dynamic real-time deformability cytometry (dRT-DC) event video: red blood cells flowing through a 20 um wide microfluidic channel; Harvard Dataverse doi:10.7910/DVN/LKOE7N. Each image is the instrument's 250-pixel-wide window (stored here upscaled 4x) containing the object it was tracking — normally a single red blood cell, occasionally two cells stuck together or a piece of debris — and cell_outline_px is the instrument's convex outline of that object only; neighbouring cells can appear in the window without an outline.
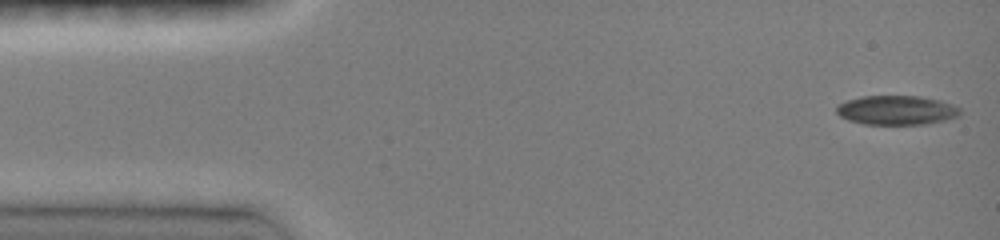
{"species": "common noctule bat (a hibernating species)", "species_latin": "Nyctalus noctula", "temperature_condition": "room temperature", "stored_images_in_passage": 19, "camera_frame_rate_fps": 3000, "um_per_image_px": 0.085, "animal": {"sex": "female", "body_mass_g": 19.0, "forearm_length_mm": 51.5}, "frame": {"image": 1, "passage_image": 1, "time_ms": 0.0, "image_size_px": [1000, 240], "cell_outline_px": [[960, 116], [928, 124], [864, 124], [848, 120], [840, 116], [836, 112], [836, 108], [840, 104], [848, 100], [860, 96], [920, 96], [940, 100], [952, 104], [960, 108]], "centroid_in_image_um": [76.23, 9.36], "position_along_channel_um": 8.8, "area_um2": 21.1}}
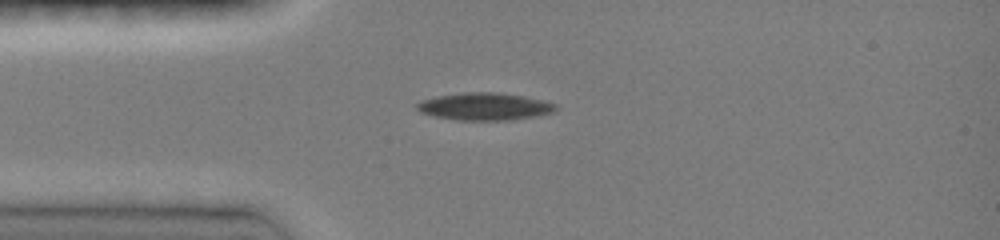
{"frame": {"image": 2, "passage_image": 12, "time_ms": 3.333, "image_size_px": [1000, 240], "cell_outline_px": [[556, 108], [552, 112], [536, 116], [512, 120], [456, 120], [436, 116], [420, 112], [416, 108], [416, 104], [420, 100], [436, 96], [464, 92], [496, 92], [524, 96], [544, 100], [556, 104]], "centroid_in_image_um": [41.18, 9.05], "position_along_channel_um": 43.8, "area_um2": 22.2}}